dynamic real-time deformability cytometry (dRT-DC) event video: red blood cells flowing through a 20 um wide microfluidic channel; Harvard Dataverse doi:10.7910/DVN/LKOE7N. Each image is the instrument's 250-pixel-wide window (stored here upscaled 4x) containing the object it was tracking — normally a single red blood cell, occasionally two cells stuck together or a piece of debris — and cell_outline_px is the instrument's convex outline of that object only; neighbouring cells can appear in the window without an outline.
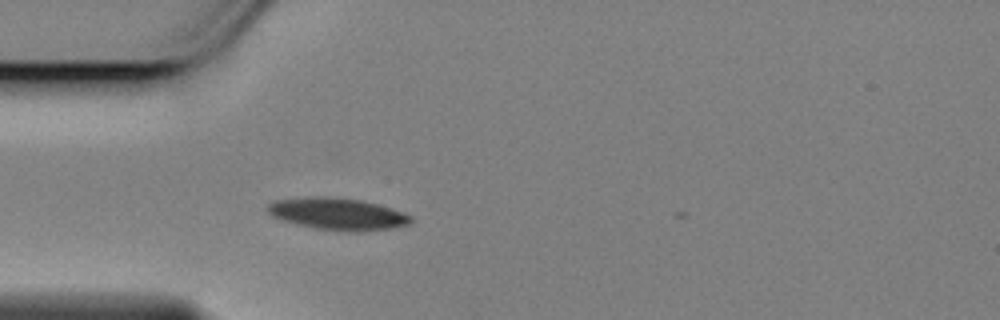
{"species": "Egyptian fruit bat (a non-hibernating species)", "species_latin": "Rousettus aegyptiacus", "temperature_condition": "cold", "stored_images_in_passage": 36, "camera_frame_rate_fps": 3000, "um_per_image_px": 0.085, "animal": {"sex": "female"}, "frame": {"image": 1, "passage_image": 1, "time_ms": 0.0, "image_size_px": [1000, 320], "cell_outline_px": [[412, 220], [408, 224], [388, 228], [360, 232], [348, 232], [312, 228], [280, 220], [272, 216], [268, 212], [268, 204], [276, 200], [320, 196], [324, 196], [360, 200], [376, 204], [412, 216]], "centroid_in_image_um": [28.64, 18.2], "position_along_channel_um": 56.4, "area_um2": 26.36}}
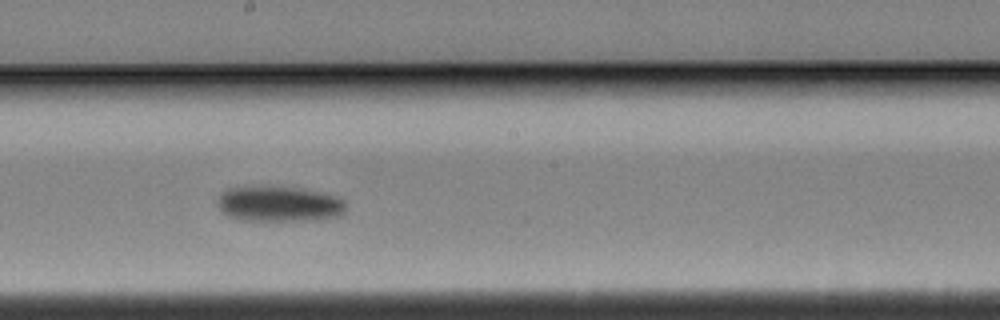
{"frame": {"image": 2, "passage_image": 16, "time_ms": 5.0, "image_size_px": [1000, 320], "cell_outline_px": [[344, 212], [340, 216], [320, 220], [244, 220], [228, 216], [220, 212], [216, 204], [216, 200], [228, 188], [256, 184], [272, 184], [300, 188], [332, 196], [344, 200]], "centroid_in_image_um": [23.64, 17.3], "position_along_channel_um": 224.6, "area_um2": 27.17}}
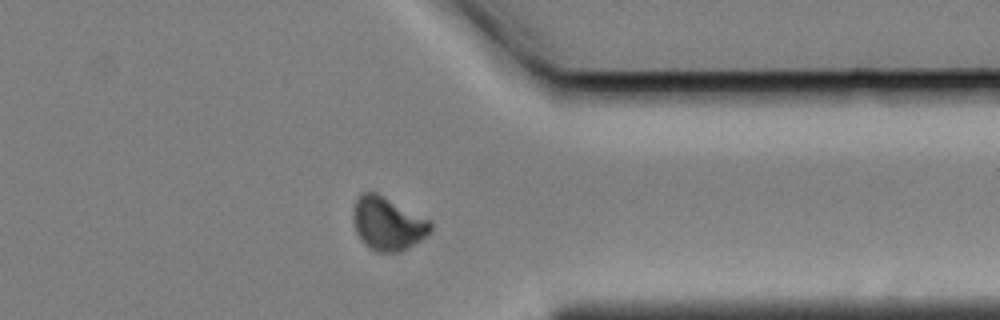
{"frame": {"image": 3, "passage_image": 30, "time_ms": 9.667, "image_size_px": [1000, 320], "cell_outline_px": [[432, 228], [428, 236], [408, 248], [400, 252], [376, 252], [368, 248], [360, 240], [356, 232], [352, 220], [352, 208], [360, 192], [376, 192], [428, 220], [432, 224]], "centroid_in_image_um": [32.91, 19.03], "position_along_channel_um": 378.5, "area_um2": 24.16}, "authors_computed_cell_mechanics": {"area_um2": 26.299, "velocity_mm_per_s": 3.4374, "shape_relaxation_time_tau1_ms": 2.2108, "shape_relaxation_time_tau2_ms": null, "deformation_change_tau1": 0.0926, "deformation_change_tau2": null}}